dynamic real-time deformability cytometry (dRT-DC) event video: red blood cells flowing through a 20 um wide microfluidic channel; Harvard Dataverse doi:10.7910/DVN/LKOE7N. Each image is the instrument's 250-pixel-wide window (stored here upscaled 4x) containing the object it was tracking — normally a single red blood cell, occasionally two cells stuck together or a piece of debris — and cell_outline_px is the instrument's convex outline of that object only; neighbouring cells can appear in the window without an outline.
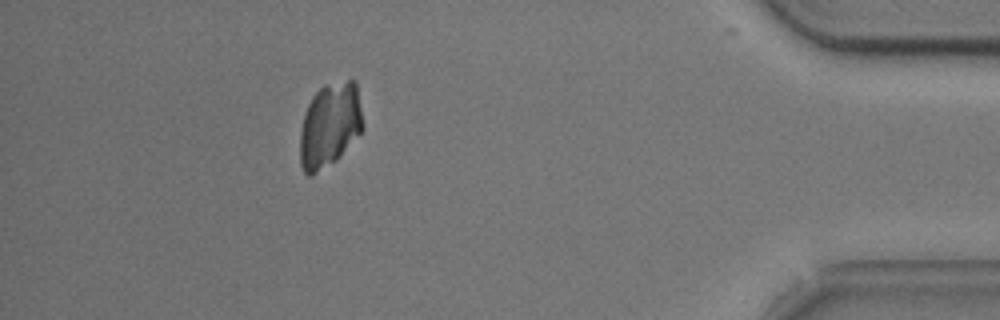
{"species": "common noctule bat (a hibernating species)", "species_latin": "Nyctalus noctula", "temperature_condition": "cold", "stored_images_in_passage": 53, "camera_frame_rate_fps": 3000, "um_per_image_px": 0.085, "animal": {"sex": "male", "body_mass_g": 20.5, "forearm_length_mm": 52.5}, "frame": {"image": 1, "passage_image": 48, "time_ms": 15.667, "image_size_px": [1000, 320], "cell_outline_px": [[364, 128], [336, 160], [312, 176], [308, 176], [304, 172], [300, 164], [300, 132], [304, 116], [308, 104], [312, 96], [324, 84], [348, 80], [356, 80], [364, 124]], "centroid_in_image_um": [28.03, 10.63], "position_along_channel_um": 407.2, "area_um2": 31.04}}